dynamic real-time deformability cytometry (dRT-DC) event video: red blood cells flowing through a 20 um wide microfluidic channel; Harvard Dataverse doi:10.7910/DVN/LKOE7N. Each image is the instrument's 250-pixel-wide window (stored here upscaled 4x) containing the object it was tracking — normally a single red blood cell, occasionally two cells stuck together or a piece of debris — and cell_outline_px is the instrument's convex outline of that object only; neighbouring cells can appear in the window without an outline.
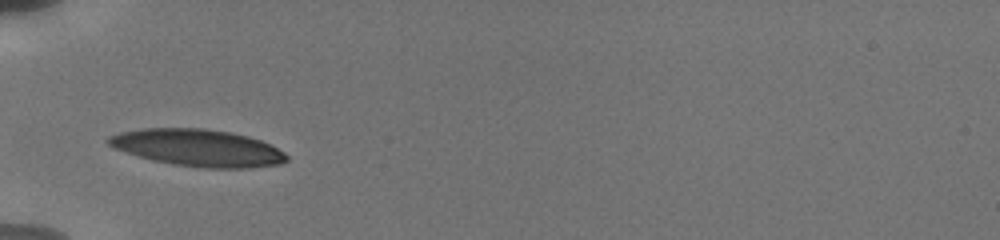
{"species": "human", "species_latin": "Homo sapiens", "temperature_condition": "cold", "stored_images_in_passage": 7, "camera_frame_rate_fps": 3000, "um_per_image_px": 0.085, "donor": {"sex": "male"}, "frame": {"image": 1, "passage_image": 1, "time_ms": 0.0, "image_size_px": [1000, 240], "cell_outline_px": [[288, 160], [280, 164], [244, 168], [204, 168], [172, 164], [152, 160], [116, 148], [108, 144], [104, 140], [108, 136], [120, 132], [144, 128], [204, 128], [232, 132], [248, 136], [260, 140], [284, 152], [288, 156]], "centroid_in_image_um": [16.81, 12.56], "position_along_channel_um": 68.2, "area_um2": 38.32}}
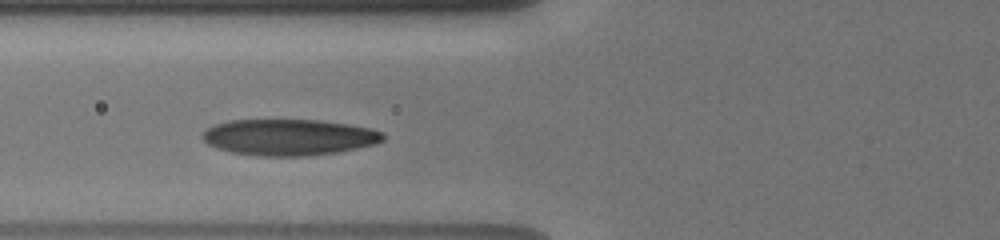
{"frame": {"image": 2, "passage_image": 6, "time_ms": 1.0, "image_size_px": [1000, 240], "cell_outline_px": [[384, 140], [376, 144], [336, 152], [308, 156], [260, 156], [232, 152], [216, 148], [208, 144], [200, 136], [208, 128], [216, 124], [228, 120], [320, 120], [348, 124], [372, 128], [384, 132]], "centroid_in_image_um": [24.58, 11.66], "position_along_channel_um": 101.2, "area_um2": 38.21}}